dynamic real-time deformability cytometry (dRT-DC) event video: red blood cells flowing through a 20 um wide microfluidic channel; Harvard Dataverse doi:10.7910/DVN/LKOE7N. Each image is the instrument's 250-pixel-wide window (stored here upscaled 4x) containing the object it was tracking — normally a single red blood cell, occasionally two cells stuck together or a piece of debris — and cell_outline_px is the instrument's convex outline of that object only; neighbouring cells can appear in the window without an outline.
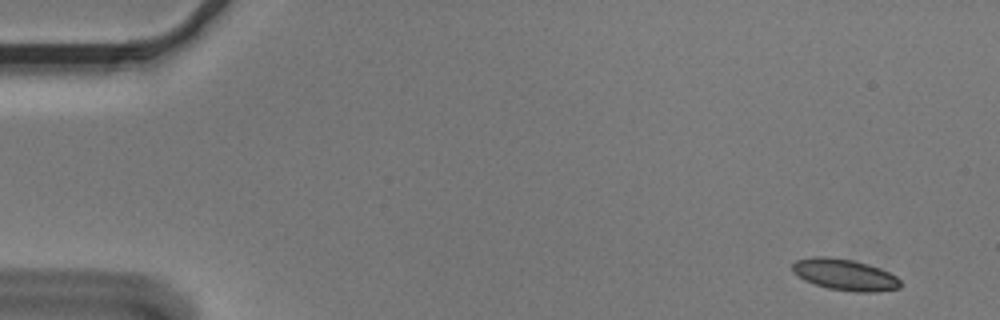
{"species": "Egyptian fruit bat (a non-hibernating species)", "species_latin": "Rousettus aegyptiacus", "temperature_condition": "cold", "stored_images_in_passage": 6, "camera_frame_rate_fps": 3000, "um_per_image_px": 0.085, "animal": {"sex": "male"}, "frame": {"image": 1, "passage_image": 1, "time_ms": 0.0, "image_size_px": [1000, 320], "cell_outline_px": [[900, 288], [876, 292], [856, 292], [828, 288], [804, 280], [792, 272], [792, 264], [796, 260], [812, 256], [828, 256], [852, 260], [868, 264], [880, 268], [896, 276], [900, 280]], "centroid_in_image_um": [71.79, 23.34], "position_along_channel_um": 13.2, "area_um2": 19.77}}
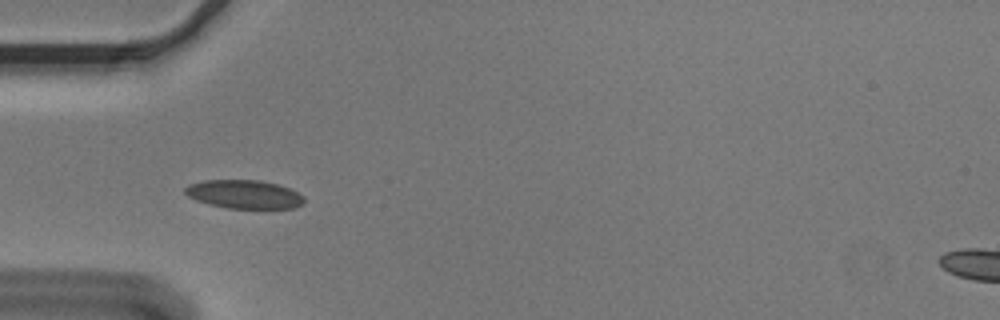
{"frame": {"image": 2, "passage_image": 5, "time_ms": 1.333, "image_size_px": [1000, 320], "cell_outline_px": [[304, 204], [292, 208], [228, 208], [208, 204], [196, 200], [188, 196], [184, 192], [184, 188], [188, 184], [204, 180], [260, 180], [280, 184], [304, 196]], "centroid_in_image_um": [20.74, 16.51], "position_along_channel_um": 64.3, "area_um2": 19.88}}
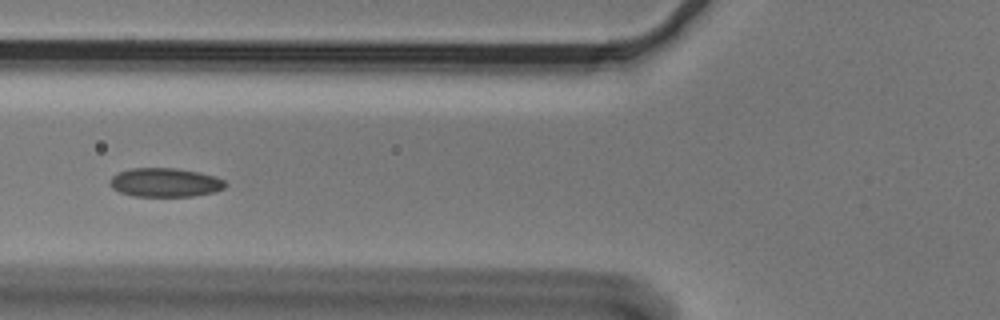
{"frame": {"image": 3, "passage_image": 6, "time_ms": 1.667, "image_size_px": [1000, 320], "cell_outline_px": [[228, 184], [224, 188], [212, 192], [192, 196], [132, 196], [120, 192], [112, 188], [108, 184], [112, 176], [120, 172], [132, 168], [176, 168], [200, 172], [216, 176], [224, 180]], "centroid_in_image_um": [14.04, 15.51], "position_along_channel_um": 111.8, "area_um2": 19.48}}